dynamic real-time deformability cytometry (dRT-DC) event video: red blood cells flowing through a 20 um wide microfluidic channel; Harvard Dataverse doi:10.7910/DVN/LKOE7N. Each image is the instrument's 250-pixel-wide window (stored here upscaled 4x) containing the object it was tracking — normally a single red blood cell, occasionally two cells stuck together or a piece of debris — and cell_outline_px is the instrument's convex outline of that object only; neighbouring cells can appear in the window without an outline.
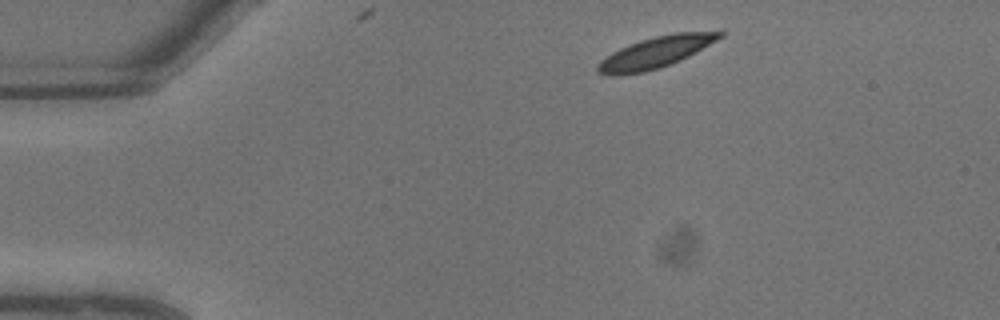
{"species": "common noctule bat (a hibernating species)", "species_latin": "Nyctalus noctula", "temperature_condition": "warm", "stored_images_in_passage": 4, "camera_frame_rate_fps": 3000, "um_per_image_px": 0.085, "animal": {"sex": "male", "body_mass_g": 13.3}, "frame": {"image": 1, "passage_image": 1, "time_ms": 0.0, "image_size_px": [1000, 320], "cell_outline_px": [[724, 36], [696, 52], [680, 60], [660, 68], [644, 72], [620, 76], [608, 76], [596, 72], [596, 64], [600, 60], [612, 52], [620, 48], [640, 40], [656, 36], [676, 32], [724, 32]], "centroid_in_image_um": [55.65, 4.48], "position_along_channel_um": 29.4, "area_um2": 22.25}}